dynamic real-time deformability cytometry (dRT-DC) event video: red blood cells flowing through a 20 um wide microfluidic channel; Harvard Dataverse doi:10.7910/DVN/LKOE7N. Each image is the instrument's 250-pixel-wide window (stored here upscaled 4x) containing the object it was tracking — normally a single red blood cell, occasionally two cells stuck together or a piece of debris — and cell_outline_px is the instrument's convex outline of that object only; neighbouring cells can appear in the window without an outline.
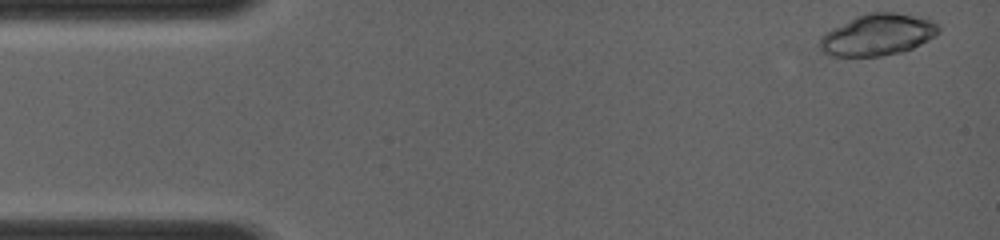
{"species": "common noctule bat (a hibernating species)", "species_latin": "Nyctalus noctula", "temperature_condition": "room temperature", "stored_images_in_passage": 4, "camera_frame_rate_fps": 4000, "um_per_image_px": 0.085, "animal": {"sex": "female", "body_mass_g": 19.0, "forearm_length_mm": 56.7}, "frame": {"image": 1, "passage_image": 1, "time_ms": 0.0, "image_size_px": [1000, 240], "cell_outline_px": [[940, 32], [928, 40], [904, 52], [880, 56], [828, 56], [820, 52], [816, 44], [820, 36], [832, 28], [856, 16], [868, 12], [896, 12], [928, 16], [940, 28]], "centroid_in_image_um": [74.58, 2.95], "position_along_channel_um": 10.4, "area_um2": 29.48}}